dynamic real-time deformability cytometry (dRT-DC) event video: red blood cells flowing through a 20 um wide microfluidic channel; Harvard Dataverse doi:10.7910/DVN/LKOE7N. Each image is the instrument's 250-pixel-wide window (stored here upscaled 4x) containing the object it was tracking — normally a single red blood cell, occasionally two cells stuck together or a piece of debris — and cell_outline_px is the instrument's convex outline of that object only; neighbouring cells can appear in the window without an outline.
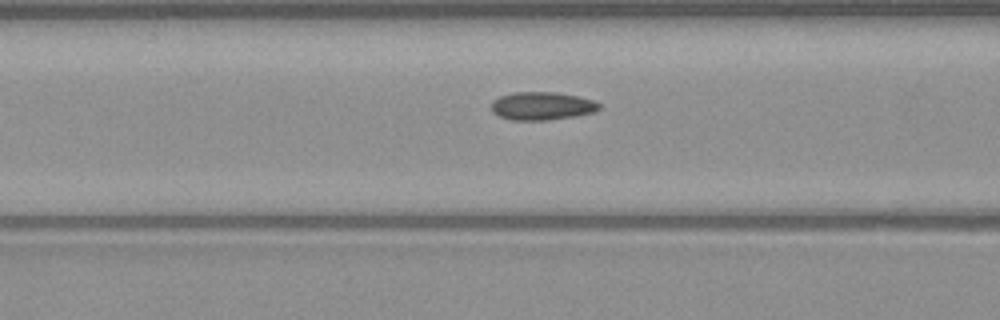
{"species": "common noctule bat (a hibernating species)", "species_latin": "Nyctalus noctula", "temperature_condition": "warm", "stored_images_in_passage": 32, "camera_frame_rate_fps": 3000, "um_per_image_px": 0.085, "animal": {"sex": "male", "body_mass_g": 23.1, "forearm_length_mm": 52.7}, "frame": {"image": 1, "passage_image": 7, "time_ms": 2.0, "image_size_px": [1000, 320], "cell_outline_px": [[600, 108], [592, 112], [576, 116], [548, 120], [512, 120], [500, 116], [492, 112], [492, 100], [500, 96], [516, 92], [556, 92], [576, 96], [592, 100], [600, 104]], "centroid_in_image_um": [46.04, 9.01], "position_along_channel_um": 120.6, "area_um2": 17.51}}
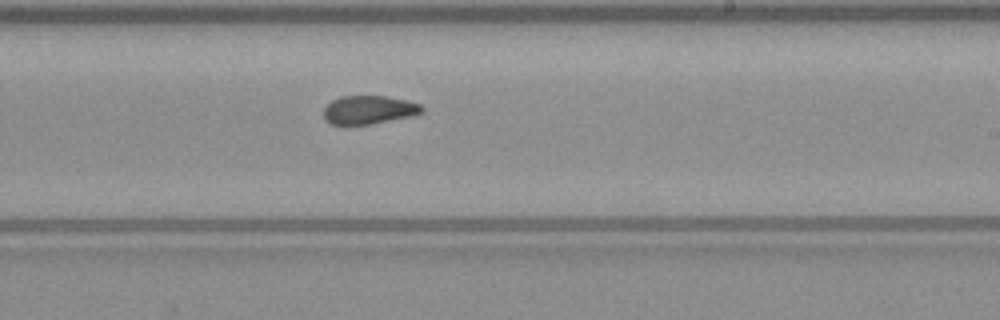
{"frame": {"image": 2, "passage_image": 17, "time_ms": 5.333, "image_size_px": [1000, 320], "cell_outline_px": [[424, 112], [408, 116], [372, 124], [332, 124], [324, 120], [324, 108], [332, 100], [340, 96], [384, 96], [404, 100], [420, 104], [424, 108]], "centroid_in_image_um": [31.32, 9.33], "position_along_channel_um": 257.7, "area_um2": 16.07}}
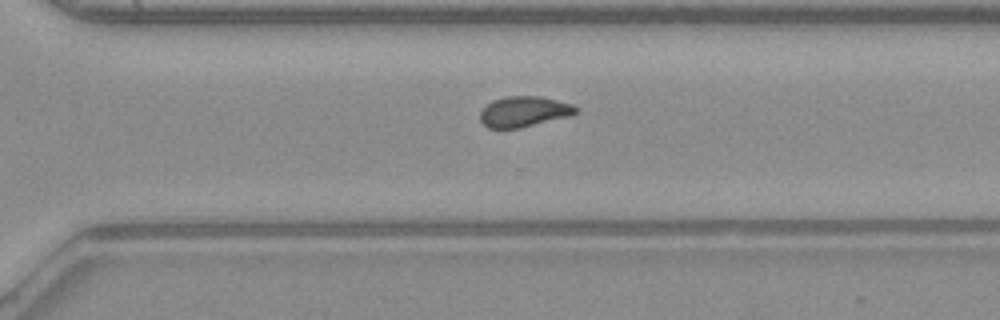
{"frame": {"image": 3, "passage_image": 22, "time_ms": 7.0, "image_size_px": [1000, 320], "cell_outline_px": [[576, 112], [572, 116], [520, 128], [488, 128], [480, 120], [480, 112], [492, 100], [504, 96], [540, 96], [572, 104], [576, 108]], "centroid_in_image_um": [44.53, 9.49], "position_along_channel_um": 326.1, "area_um2": 17.05}, "authors_computed_cell_mechanics": {"area_um2": 17.4556, "velocity_mm_per_s": 4.1242, "shape_relaxation_time_tau1_ms": null, "shape_relaxation_time_tau2_ms": 2.3351, "deformation_change_tau1": null, "deformation_change_tau2": 0.0671}}